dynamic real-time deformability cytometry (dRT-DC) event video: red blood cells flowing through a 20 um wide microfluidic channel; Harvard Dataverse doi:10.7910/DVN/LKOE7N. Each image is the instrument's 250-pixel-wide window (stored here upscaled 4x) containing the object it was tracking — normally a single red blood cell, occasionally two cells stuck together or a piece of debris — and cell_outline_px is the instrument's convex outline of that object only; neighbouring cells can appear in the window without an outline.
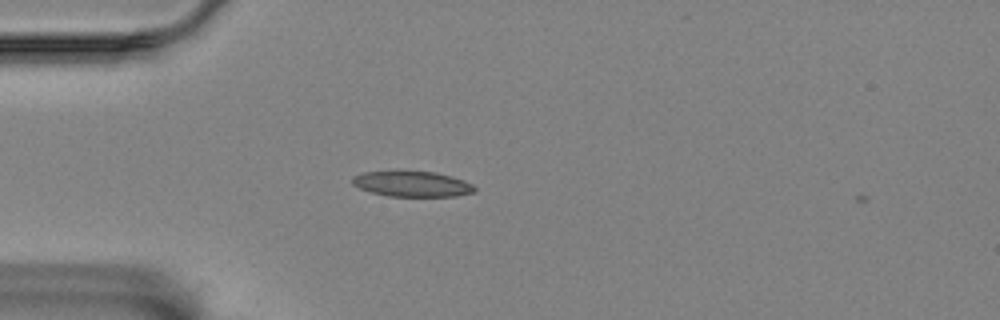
{"species": "Egyptian fruit bat (a non-hibernating species)", "species_latin": "Rousettus aegyptiacus", "temperature_condition": "room temperature", "stored_images_in_passage": 4, "camera_frame_rate_fps": 3000, "um_per_image_px": 0.085, "animal": {"sex": "female"}, "frame": {"image": 1, "passage_image": 3, "time_ms": 0.667, "image_size_px": [1000, 320], "cell_outline_px": [[476, 192], [456, 196], [388, 196], [372, 192], [360, 188], [352, 184], [352, 176], [364, 172], [396, 168], [436, 172], [452, 176], [464, 180], [472, 184], [476, 188]], "centroid_in_image_um": [35.01, 15.58], "position_along_channel_um": 50.0, "area_um2": 19.02}}